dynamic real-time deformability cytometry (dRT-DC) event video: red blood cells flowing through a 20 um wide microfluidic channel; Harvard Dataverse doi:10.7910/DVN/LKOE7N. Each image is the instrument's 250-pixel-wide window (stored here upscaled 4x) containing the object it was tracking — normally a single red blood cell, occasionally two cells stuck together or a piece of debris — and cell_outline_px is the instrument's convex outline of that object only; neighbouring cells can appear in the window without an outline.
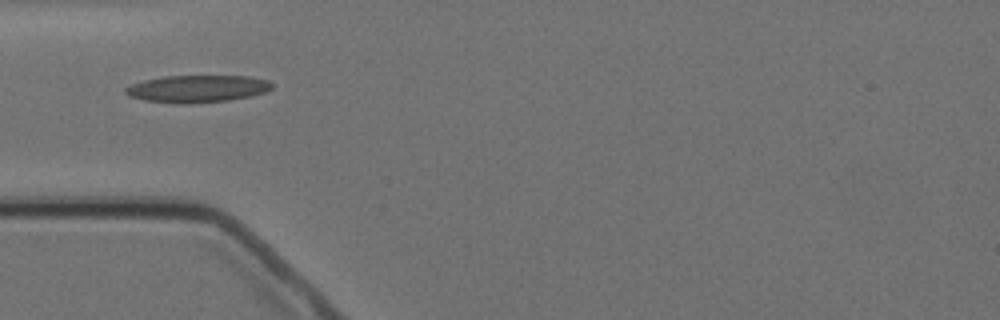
{"species": "Egyptian fruit bat (a non-hibernating species)", "species_latin": "Rousettus aegyptiacus", "temperature_condition": "cold", "stored_images_in_passage": 7, "camera_frame_rate_fps": 3000, "um_per_image_px": 0.085, "animal": {"sex": "female"}, "frame": {"image": 1, "passage_image": 1, "time_ms": 0.0, "image_size_px": [1000, 320], "cell_outline_px": [[272, 88], [264, 92], [252, 96], [228, 100], [188, 104], [180, 104], [144, 100], [128, 96], [124, 92], [124, 88], [132, 84], [144, 80], [164, 76], [252, 76], [268, 80], [272, 84]], "centroid_in_image_um": [16.76, 7.54], "position_along_channel_um": 68.2, "area_um2": 23.35}}
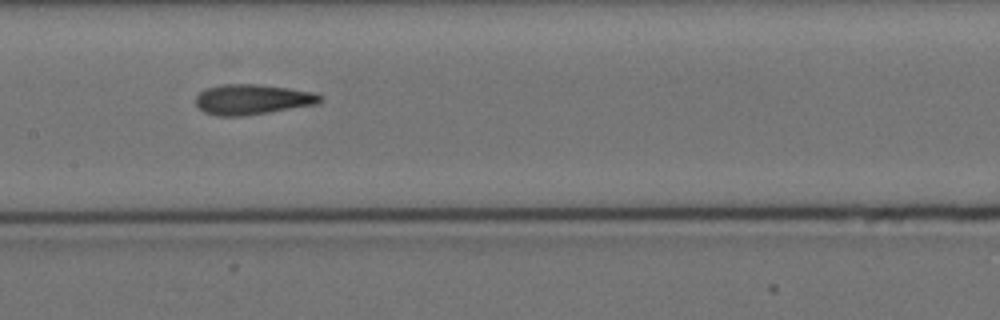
{"frame": {"image": 2, "passage_image": 4, "time_ms": 3.333, "image_size_px": [1000, 320], "cell_outline_px": [[324, 100], [320, 104], [244, 116], [216, 116], [204, 112], [196, 104], [196, 96], [204, 88], [220, 84], [260, 84], [288, 88], [312, 92], [324, 96]], "centroid_in_image_um": [21.47, 8.45], "position_along_channel_um": 185.9, "area_um2": 22.25}}
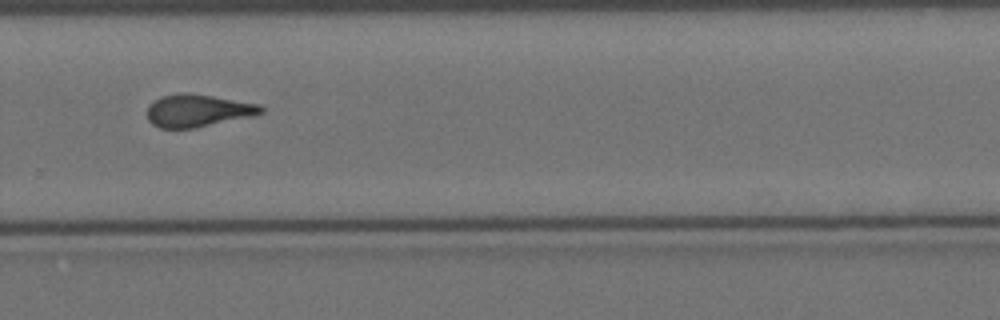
{"frame": {"image": 3, "passage_image": 7, "time_ms": 7.0, "image_size_px": [1000, 320], "cell_outline_px": [[264, 112], [248, 116], [196, 128], [160, 128], [152, 124], [148, 120], [148, 104], [152, 100], [160, 96], [176, 92], [188, 92], [260, 104], [264, 108]], "centroid_in_image_um": [16.74, 9.38], "position_along_channel_um": 313.1, "area_um2": 21.62}}